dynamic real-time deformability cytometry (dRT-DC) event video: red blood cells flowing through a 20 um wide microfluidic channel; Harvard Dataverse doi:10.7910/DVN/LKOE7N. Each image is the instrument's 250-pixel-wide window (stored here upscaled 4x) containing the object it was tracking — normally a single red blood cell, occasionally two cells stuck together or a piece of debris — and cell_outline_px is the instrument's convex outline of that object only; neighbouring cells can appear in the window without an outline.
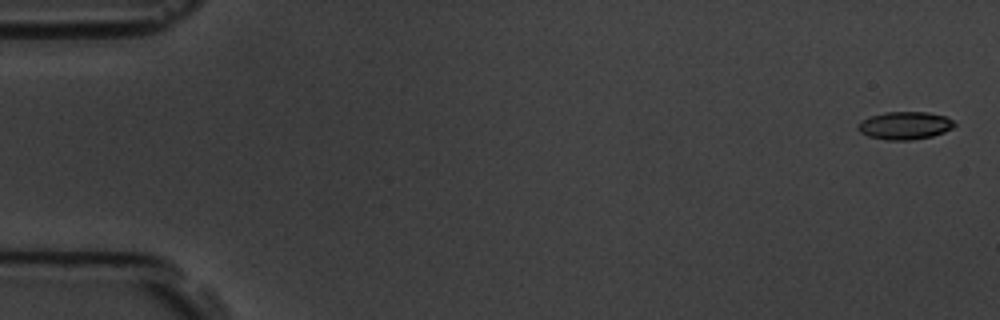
{"species": "common noctule bat (a hibernating species)", "species_latin": "Nyctalus noctula", "temperature_condition": "room temperature", "stored_images_in_passage": 6, "camera_frame_rate_fps": 3000, "um_per_image_px": 0.085, "animal": {"sex": "male", "body_mass_g": 19.5, "forearm_length_mm": 54.6}, "frame": {"image": 1, "passage_image": 1, "time_ms": 0.0, "image_size_px": [1000, 320], "cell_outline_px": [[956, 124], [952, 128], [944, 132], [932, 136], [912, 140], [888, 140], [868, 136], [860, 132], [856, 128], [856, 124], [860, 120], [884, 112], [928, 112], [944, 116], [952, 120]], "centroid_in_image_um": [76.88, 10.67], "position_along_channel_um": 8.1, "area_um2": 15.66}}
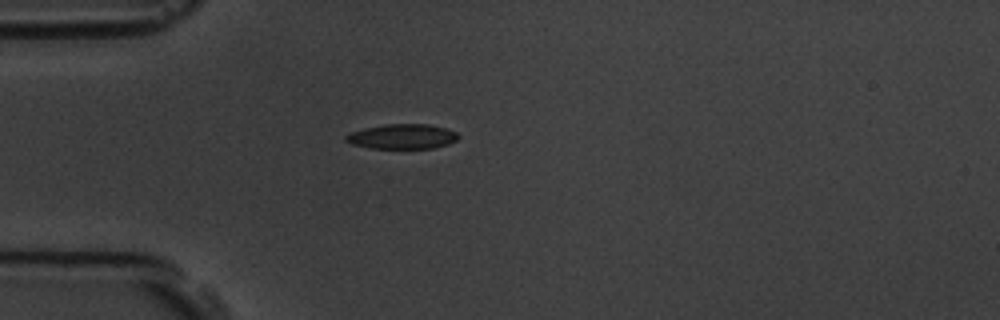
{"frame": {"image": 2, "passage_image": 5, "time_ms": 4.667, "image_size_px": [1000, 320], "cell_outline_px": [[460, 136], [456, 140], [448, 144], [432, 148], [372, 148], [352, 144], [344, 140], [344, 136], [352, 132], [364, 128], [388, 124], [428, 124], [444, 128], [456, 132]], "centroid_in_image_um": [34.19, 11.6], "position_along_channel_um": 50.8, "area_um2": 16.13}}